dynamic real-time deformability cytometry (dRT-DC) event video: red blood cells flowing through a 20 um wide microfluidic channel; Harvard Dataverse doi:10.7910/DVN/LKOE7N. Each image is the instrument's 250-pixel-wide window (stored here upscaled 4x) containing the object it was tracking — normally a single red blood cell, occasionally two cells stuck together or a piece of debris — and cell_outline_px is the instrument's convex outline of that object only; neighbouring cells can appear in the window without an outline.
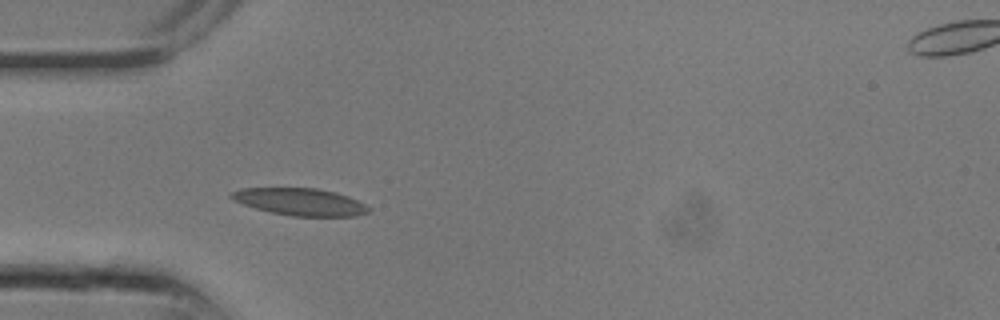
{"species": "common noctule bat (a hibernating species)", "species_latin": "Nyctalus noctula", "temperature_condition": "room temperature", "stored_images_in_passage": 7, "camera_frame_rate_fps": 3000, "um_per_image_px": 0.085, "animal": {"sex": "male", "body_mass_g": 13.3}, "frame": {"image": 1, "passage_image": 7, "time_ms": 2.0, "image_size_px": [1000, 320], "cell_outline_px": [[372, 208], [368, 212], [356, 216], [292, 216], [272, 212], [256, 208], [232, 200], [228, 196], [232, 192], [240, 188], [316, 188], [336, 192], [348, 196]], "centroid_in_image_um": [25.51, 17.15], "position_along_channel_um": 59.5, "area_um2": 21.68}}